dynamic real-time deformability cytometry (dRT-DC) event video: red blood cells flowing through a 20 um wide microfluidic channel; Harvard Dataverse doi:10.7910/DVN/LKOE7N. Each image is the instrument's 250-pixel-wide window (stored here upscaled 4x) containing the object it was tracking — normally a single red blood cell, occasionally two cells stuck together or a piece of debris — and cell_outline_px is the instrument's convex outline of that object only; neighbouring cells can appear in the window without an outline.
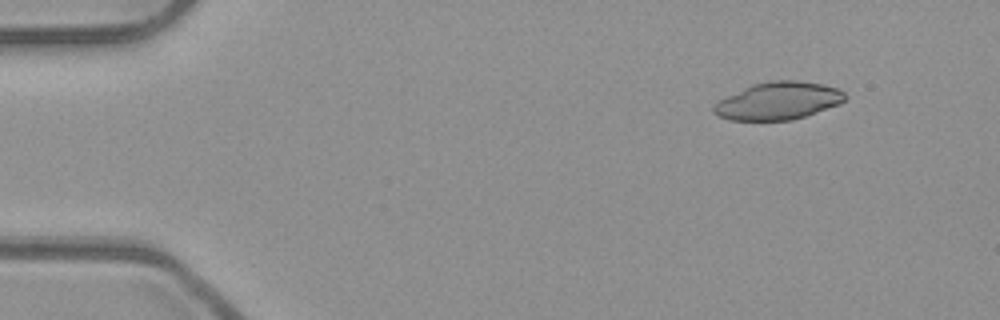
{"species": "common noctule bat (a hibernating species)", "species_latin": "Nyctalus noctula", "temperature_condition": "room temperature", "stored_images_in_passage": 47, "camera_frame_rate_fps": 3000, "um_per_image_px": 0.085, "animal": {"sex": "male", "body_mass_g": 23.1, "forearm_length_mm": 52.7}, "frame": {"image": 1, "passage_image": 1, "time_ms": 0.0, "image_size_px": [1000, 320], "cell_outline_px": [[848, 96], [840, 104], [792, 120], [728, 120], [716, 116], [712, 112], [712, 108], [720, 100], [752, 84], [772, 80], [796, 80], [824, 84], [836, 88], [844, 92]], "centroid_in_image_um": [66.15, 8.57], "position_along_channel_um": 18.8, "area_um2": 28.67}}